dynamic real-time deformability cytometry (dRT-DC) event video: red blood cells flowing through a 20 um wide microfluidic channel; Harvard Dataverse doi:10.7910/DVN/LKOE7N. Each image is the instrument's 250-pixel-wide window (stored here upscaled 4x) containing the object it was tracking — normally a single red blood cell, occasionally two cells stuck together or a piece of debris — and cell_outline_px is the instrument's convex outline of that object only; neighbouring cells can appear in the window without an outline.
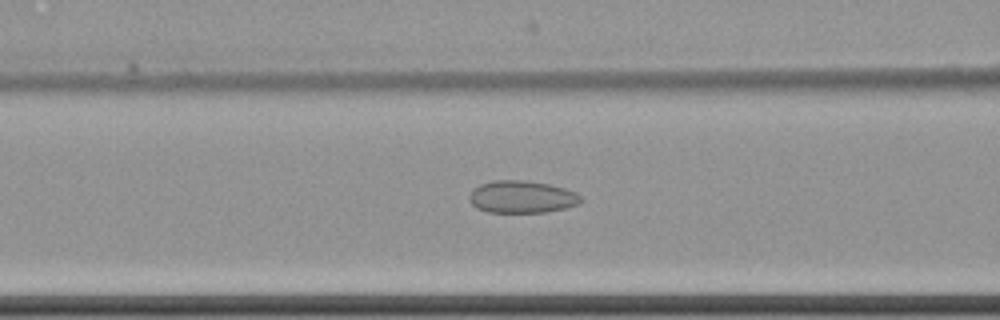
{"species": "common noctule bat (a hibernating species)", "species_latin": "Nyctalus noctula", "temperature_condition": "cold", "stored_images_in_passage": 61, "camera_frame_rate_fps": 3000, "um_per_image_px": 0.085, "animal": {"sex": "female", "body_mass_g": 22.7, "forearm_length_mm": 54.2}, "frame": {"image": 1, "passage_image": 27, "time_ms": 8.667, "image_size_px": [1000, 320], "cell_outline_px": [[584, 200], [576, 204], [564, 208], [544, 212], [488, 212], [476, 208], [472, 204], [468, 196], [472, 188], [480, 184], [492, 180], [524, 180], [548, 184], [564, 188], [576, 192]], "centroid_in_image_um": [44.31, 16.72], "position_along_channel_um": 122.3, "area_um2": 21.04}}
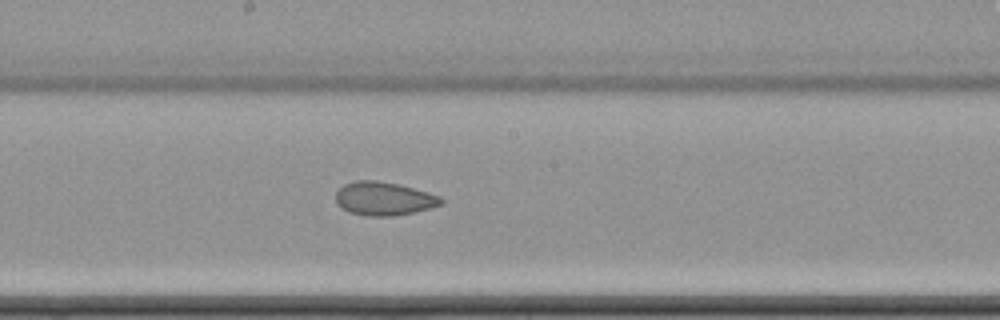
{"frame": {"image": 2, "passage_image": 35, "time_ms": 11.333, "image_size_px": [1000, 320], "cell_outline_px": [[444, 204], [416, 212], [392, 216], [368, 216], [348, 212], [336, 204], [336, 192], [344, 184], [356, 180], [376, 180], [400, 184], [428, 192], [440, 196], [444, 200]], "centroid_in_image_um": [32.64, 16.88], "position_along_channel_um": 215.6, "area_um2": 20.81}}
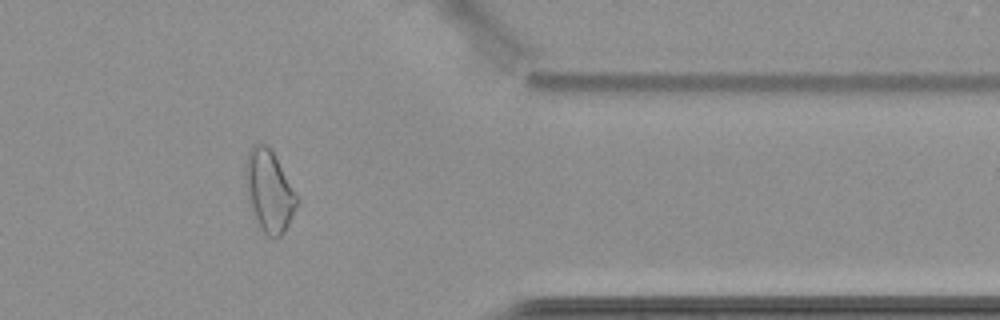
{"frame": {"image": 3, "passage_image": 51, "time_ms": 16.667, "image_size_px": [1000, 320], "cell_outline_px": [[300, 204], [284, 232], [280, 236], [268, 236], [264, 232], [252, 208], [248, 196], [244, 168], [244, 164], [248, 152], [252, 144], [264, 144], [276, 156], [300, 200]], "centroid_in_image_um": [22.91, 16.2], "position_along_channel_um": 388.5, "area_um2": 24.16}, "authors_computed_cell_mechanics": {"area_um2": 24.3338, "velocity_mm_per_s": 3.4954, "shape_relaxation_time_tau1_ms": null, "shape_relaxation_time_tau2_ms": 2.5598, "deformation_change_tau1": null, "deformation_change_tau2": 0.0784}}